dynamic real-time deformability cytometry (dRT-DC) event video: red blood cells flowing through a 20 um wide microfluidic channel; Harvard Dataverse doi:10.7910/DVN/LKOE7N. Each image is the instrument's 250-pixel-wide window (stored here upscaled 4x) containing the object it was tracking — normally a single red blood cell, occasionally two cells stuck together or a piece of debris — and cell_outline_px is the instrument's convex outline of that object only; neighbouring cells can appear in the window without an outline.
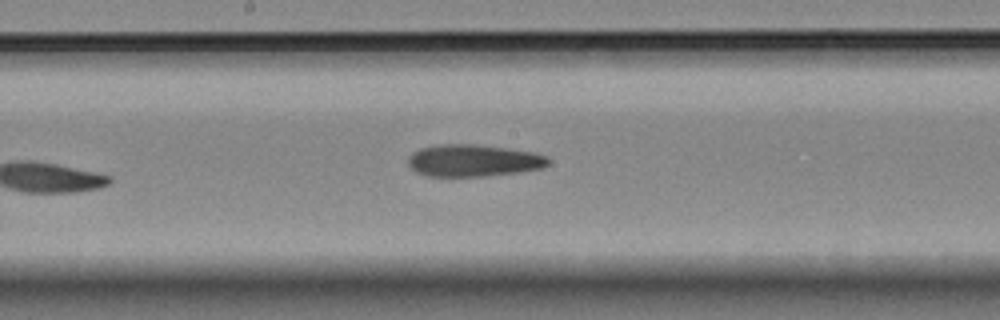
{"species": "Egyptian fruit bat (a non-hibernating species)", "species_latin": "Rousettus aegyptiacus", "temperature_condition": "room temperature", "stored_images_in_passage": 8, "camera_frame_rate_fps": 3000, "um_per_image_px": 0.085, "animal": {"sex": "female"}, "frame": {"image": 1, "passage_image": 8, "time_ms": 8.667, "image_size_px": [1000, 320], "cell_outline_px": [[552, 160], [544, 168], [516, 172], [484, 176], [428, 176], [416, 172], [408, 164], [408, 156], [412, 152], [420, 148], [436, 144], [476, 144], [536, 152], [548, 156]], "centroid_in_image_um": [40.26, 13.63], "position_along_channel_um": 207.9, "area_um2": 26.41}}